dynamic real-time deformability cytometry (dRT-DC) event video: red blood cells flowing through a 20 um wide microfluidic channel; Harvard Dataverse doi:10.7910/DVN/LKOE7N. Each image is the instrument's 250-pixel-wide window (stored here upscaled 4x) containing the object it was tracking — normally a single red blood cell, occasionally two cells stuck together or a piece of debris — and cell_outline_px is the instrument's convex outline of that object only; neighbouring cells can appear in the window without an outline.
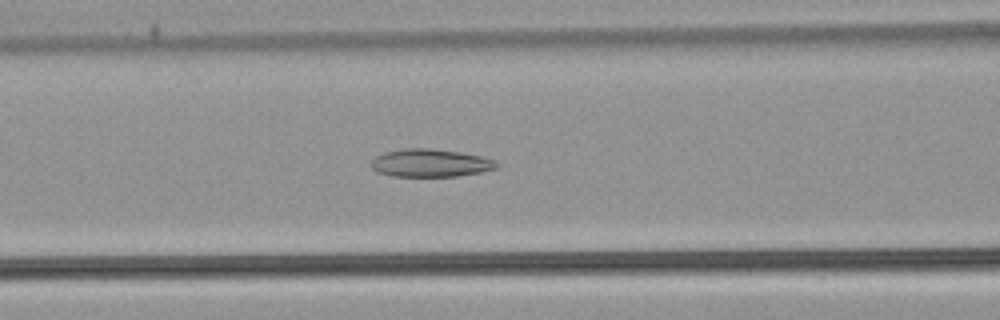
{"species": "common noctule bat (a hibernating species)", "species_latin": "Nyctalus noctula", "temperature_condition": "warm", "stored_images_in_passage": 38, "camera_frame_rate_fps": 3000, "um_per_image_px": 0.085, "animal": {"sex": "male", "body_mass_g": 21.5, "forearm_length_mm": 52.0}, "frame": {"image": 1, "passage_image": 14, "time_ms": 4.333, "image_size_px": [1000, 320], "cell_outline_px": [[500, 164], [496, 168], [480, 172], [456, 176], [392, 176], [376, 172], [368, 164], [376, 156], [384, 152], [404, 148], [432, 148], [460, 152], [480, 156], [496, 160]], "centroid_in_image_um": [36.55, 13.85], "position_along_channel_um": 130.0, "area_um2": 20.52}}
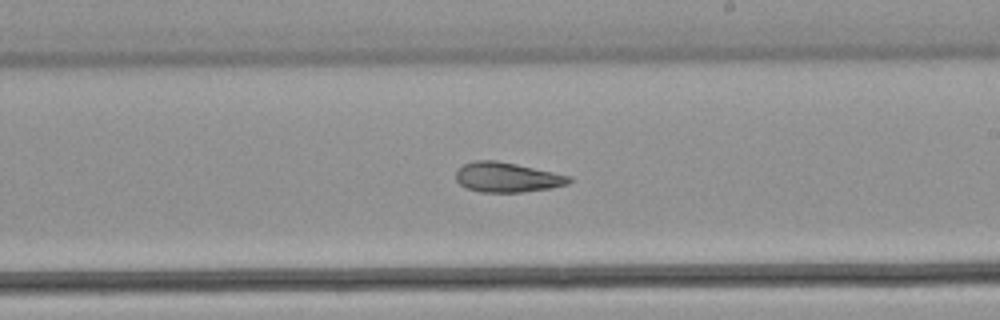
{"frame": {"image": 2, "passage_image": 23, "time_ms": 7.333, "image_size_px": [1000, 320], "cell_outline_px": [[572, 180], [568, 184], [552, 188], [520, 192], [480, 192], [468, 188], [460, 184], [456, 180], [456, 172], [464, 164], [476, 160], [496, 160], [516, 164], [572, 176]], "centroid_in_image_um": [43.13, 15.07], "position_along_channel_um": 245.9, "area_um2": 19.59}}
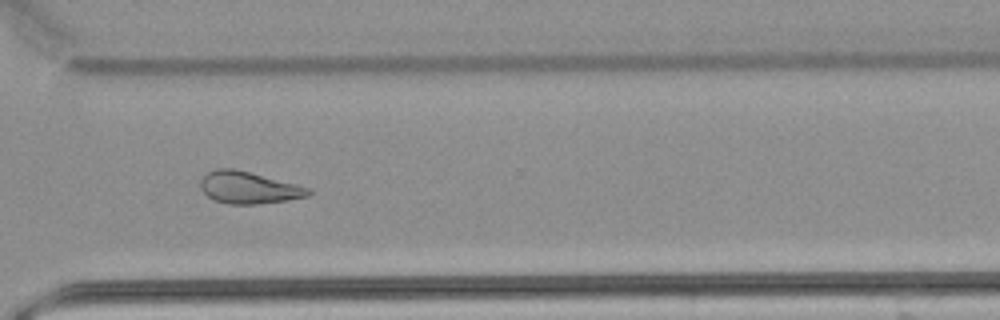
{"frame": {"image": 3, "passage_image": 31, "time_ms": 10.0, "image_size_px": [1000, 320], "cell_outline_px": [[312, 192], [308, 196], [260, 204], [228, 204], [212, 200], [200, 188], [200, 180], [208, 172], [216, 168], [232, 168], [312, 188]], "centroid_in_image_um": [21.11, 15.96], "position_along_channel_um": 349.5, "area_um2": 20.0}, "authors_computed_cell_mechanics": {"area_um2": 21.4438, "velocity_mm_per_s": 3.8754, "shape_relaxation_time_tau1_ms": null, "shape_relaxation_time_tau2_ms": 3.3391, "deformation_change_tau1": null, "deformation_change_tau2": 0.1112}}